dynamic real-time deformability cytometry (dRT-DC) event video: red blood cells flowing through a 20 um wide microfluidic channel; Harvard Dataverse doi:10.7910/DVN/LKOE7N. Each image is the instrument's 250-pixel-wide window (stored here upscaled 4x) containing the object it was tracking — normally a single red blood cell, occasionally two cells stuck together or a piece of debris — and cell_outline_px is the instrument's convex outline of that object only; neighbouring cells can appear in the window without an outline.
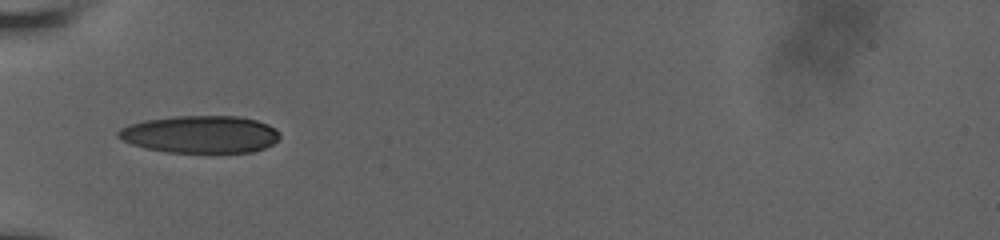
{"species": "human", "species_latin": "Homo sapiens", "temperature_condition": "room temperature", "stored_images_in_passage": 32, "camera_frame_rate_fps": 3000, "um_per_image_px": 0.085, "donor": {"sex": "male"}, "frame": {"image": 1, "passage_image": 1, "time_ms": 0.0, "image_size_px": [1000, 240], "cell_outline_px": [[280, 136], [272, 144], [264, 148], [252, 152], [168, 152], [144, 148], [132, 144], [116, 136], [116, 132], [120, 128], [128, 124], [144, 120], [176, 116], [240, 116], [256, 120], [268, 124], [276, 128], [280, 132]], "centroid_in_image_um": [17.02, 11.41], "position_along_channel_um": 68.0, "area_um2": 35.32}}
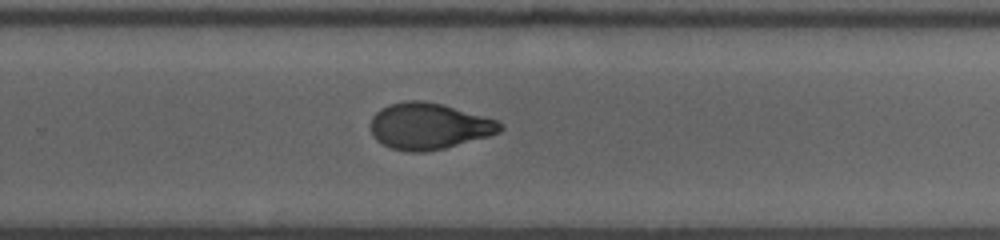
{"frame": {"image": 2, "passage_image": 17, "time_ms": 5.333, "image_size_px": [1000, 240], "cell_outline_px": [[504, 128], [500, 132], [488, 136], [444, 148], [424, 152], [408, 152], [388, 148], [376, 140], [372, 136], [372, 116], [380, 108], [388, 104], [404, 100], [420, 100], [444, 104], [496, 120], [504, 124]], "centroid_in_image_um": [36.43, 10.72], "position_along_channel_um": 293.4, "area_um2": 35.14}}
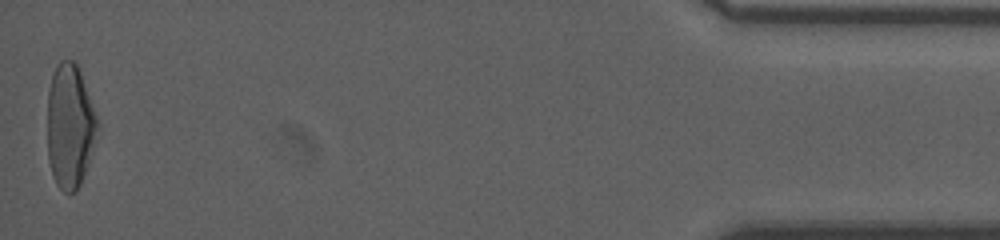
{"frame": {"image": 3, "passage_image": 32, "time_ms": 10.333, "image_size_px": [1000, 240], "cell_outline_px": [[100, 124], [80, 184], [76, 192], [64, 192], [56, 184], [52, 176], [48, 160], [48, 92], [52, 76], [56, 64], [60, 60], [72, 60], [76, 64], [80, 72]], "centroid_in_image_um": [5.93, 10.71], "position_along_channel_um": 429.3, "area_um2": 35.89}, "authors_computed_cell_mechanics": {"area_um2": 35.2291, "velocity_mm_per_s": 3.8463, "shape_relaxation_time_tau1_ms": 5.5309, "shape_relaxation_time_tau2_ms": 1.1256, "deformation_change_tau1": 0.2327, "deformation_change_tau2": 0.0627}}